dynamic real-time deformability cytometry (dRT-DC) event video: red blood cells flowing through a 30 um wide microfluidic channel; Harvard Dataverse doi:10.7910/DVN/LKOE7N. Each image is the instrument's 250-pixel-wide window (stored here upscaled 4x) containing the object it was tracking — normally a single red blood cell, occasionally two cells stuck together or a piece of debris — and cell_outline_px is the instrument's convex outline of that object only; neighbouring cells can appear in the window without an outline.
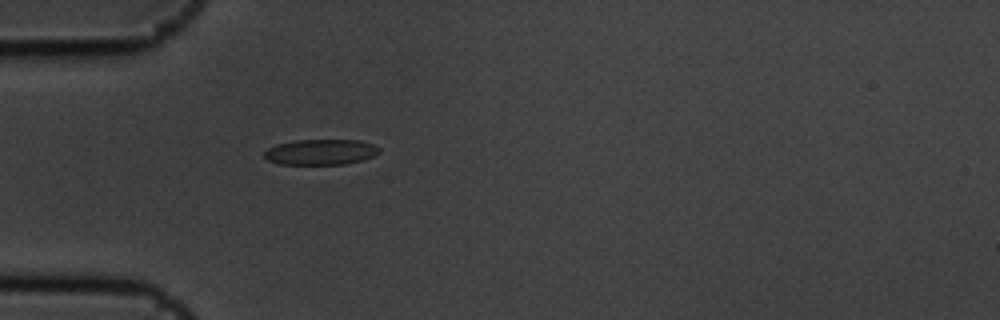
{"species": "common noctule bat (a hibernating species)", "species_latin": "Nyctalus noctula", "temperature_condition": "cold", "stored_images_in_passage": 4, "camera_frame_rate_fps": 3000, "um_per_image_px": 0.085, "animal": {"sex": "male", "body_mass_g": 19.5, "forearm_length_mm": 54.6}, "frame": {"image": 1, "passage_image": 4, "time_ms": 1.0, "image_size_px": [1000, 320], "cell_outline_px": [[380, 152], [376, 156], [364, 160], [344, 164], [280, 164], [268, 160], [264, 156], [264, 152], [268, 148], [276, 144], [296, 140], [360, 140], [372, 144], [380, 148]], "centroid_in_image_um": [27.3, 12.92], "position_along_channel_um": 57.7, "area_um2": 17.22}}